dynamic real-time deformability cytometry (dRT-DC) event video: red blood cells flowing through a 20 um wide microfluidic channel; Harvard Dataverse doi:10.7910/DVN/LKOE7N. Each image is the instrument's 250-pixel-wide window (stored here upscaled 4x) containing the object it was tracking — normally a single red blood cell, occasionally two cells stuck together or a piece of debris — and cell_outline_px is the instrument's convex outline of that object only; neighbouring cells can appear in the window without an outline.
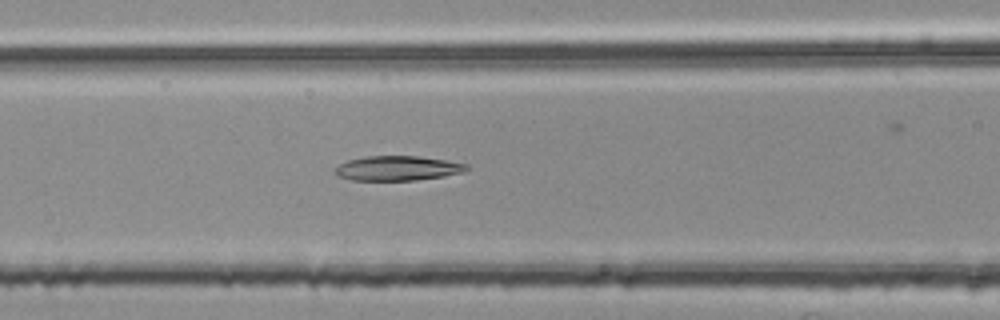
{"species": "common noctule bat (a hibernating species)", "species_latin": "Nyctalus noctula", "temperature_condition": "room temperature", "stored_images_in_passage": 48, "camera_frame_rate_fps": 3000, "um_per_image_px": 0.085, "animal": {"sex": "female", "body_mass_g": 25.1}, "frame": {"image": 1, "passage_image": 21, "time_ms": 6.667, "image_size_px": [1000, 320], "cell_outline_px": [[468, 168], [460, 172], [444, 176], [416, 180], [352, 180], [336, 176], [336, 168], [340, 164], [348, 160], [364, 156], [420, 156], [468, 164]], "centroid_in_image_um": [33.76, 14.3], "position_along_channel_um": 132.8, "area_um2": 18.73}}
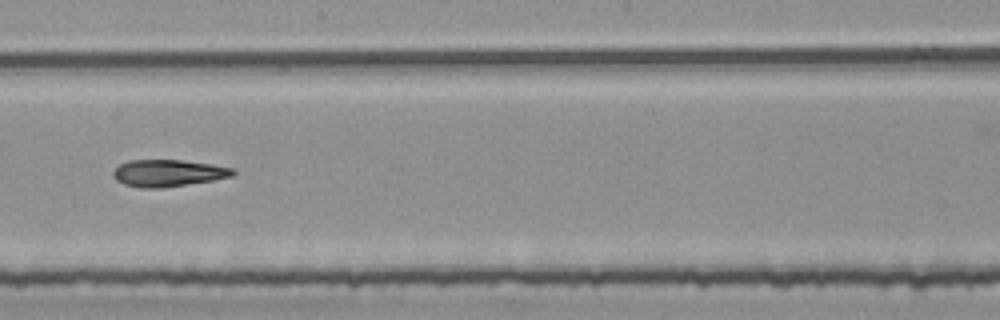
{"frame": {"image": 2, "passage_image": 29, "time_ms": 9.333, "image_size_px": [1000, 320], "cell_outline_px": [[236, 172], [232, 176], [212, 180], [160, 188], [140, 188], [124, 184], [116, 180], [112, 176], [112, 172], [120, 164], [128, 160], [180, 160], [212, 164], [232, 168]], "centroid_in_image_um": [14.25, 14.71], "position_along_channel_um": 234.0, "area_um2": 18.67}}
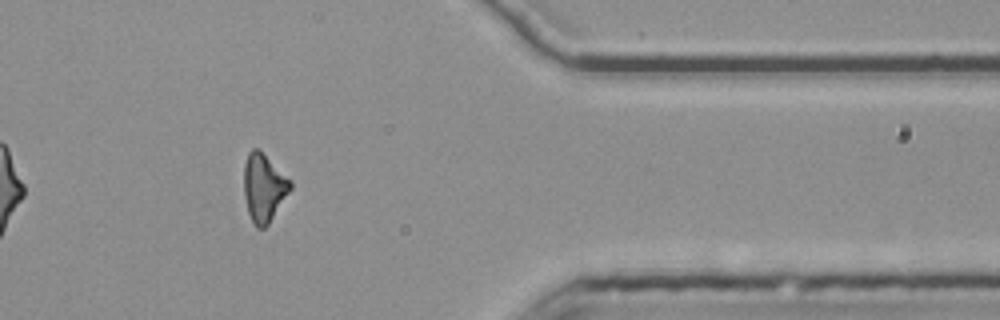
{"frame": {"image": 3, "passage_image": 43, "time_ms": 14.0, "image_size_px": [1000, 320], "cell_outline_px": [[292, 188], [268, 224], [264, 228], [256, 228], [248, 212], [244, 196], [244, 164], [248, 152], [252, 148], [256, 148], [292, 180]], "centroid_in_image_um": [22.42, 15.96], "position_along_channel_um": 389.0, "area_um2": 18.21}, "authors_computed_cell_mechanics": {"area_um2": 19.1896, "velocity_mm_per_s": 3.7981, "shape_relaxation_time_tau1_ms": null, "shape_relaxation_time_tau2_ms": 10.5075, "deformation_change_tau1": null, "deformation_change_tau2": 0.2287}}